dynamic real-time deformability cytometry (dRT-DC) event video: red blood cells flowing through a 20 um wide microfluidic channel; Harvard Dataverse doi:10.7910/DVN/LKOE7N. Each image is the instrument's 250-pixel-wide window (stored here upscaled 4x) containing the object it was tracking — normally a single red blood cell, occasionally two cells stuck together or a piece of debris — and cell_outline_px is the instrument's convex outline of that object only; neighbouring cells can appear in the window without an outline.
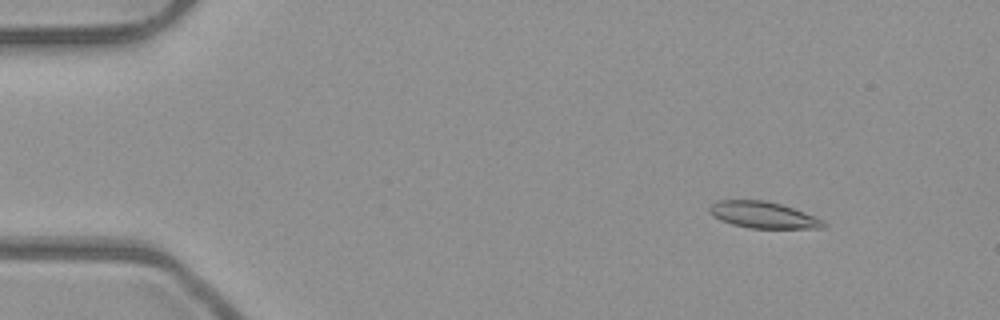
{"species": "common noctule bat (a hibernating species)", "species_latin": "Nyctalus noctula", "temperature_condition": "room temperature", "stored_images_in_passage": 53, "camera_frame_rate_fps": 3000, "um_per_image_px": 0.085, "animal": {"sex": "male", "body_mass_g": 23.1, "forearm_length_mm": 52.7}, "frame": {"image": 1, "passage_image": 7, "time_ms": 2.0, "image_size_px": [1000, 320], "cell_outline_px": [[828, 224], [824, 228], [748, 228], [732, 224], [720, 220], [712, 216], [708, 212], [708, 208], [716, 200], [764, 200], [780, 204], [816, 216], [824, 220]], "centroid_in_image_um": [64.86, 18.27], "position_along_channel_um": 20.1, "area_um2": 17.74}}
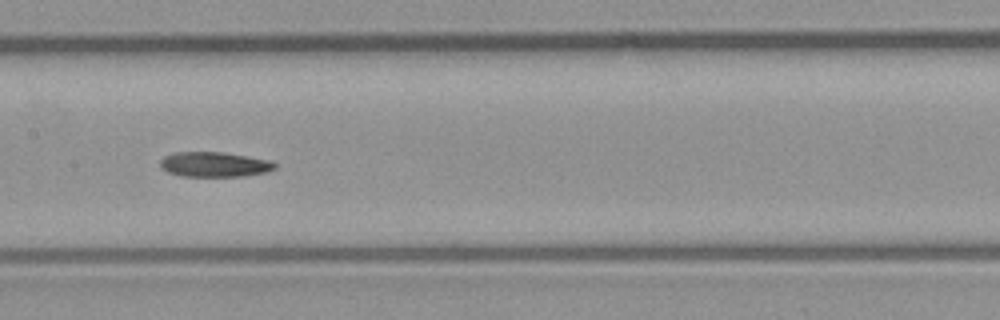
{"frame": {"image": 2, "passage_image": 27, "time_ms": 8.667, "image_size_px": [1000, 320], "cell_outline_px": [[276, 168], [268, 172], [244, 176], [180, 176], [168, 172], [160, 168], [160, 160], [164, 156], [176, 152], [220, 152], [268, 160], [276, 164]], "centroid_in_image_um": [18.19, 13.98], "position_along_channel_um": 189.2, "area_um2": 16.59}}
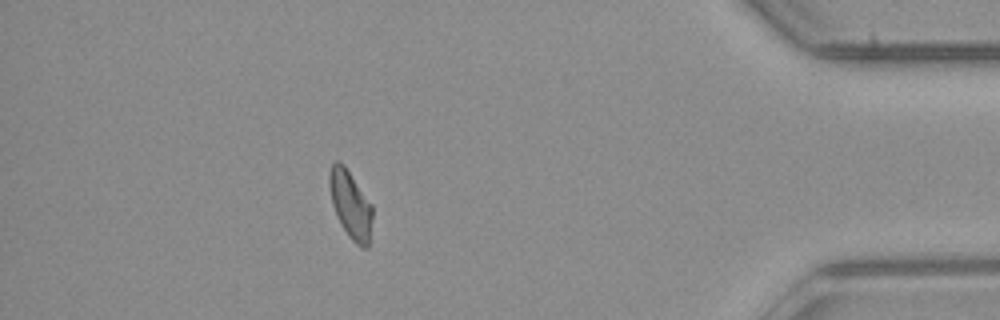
{"frame": {"image": 3, "passage_image": 47, "time_ms": 15.333, "image_size_px": [1000, 320], "cell_outline_px": [[372, 220], [368, 248], [364, 248], [356, 244], [348, 236], [336, 216], [332, 204], [328, 184], [328, 176], [332, 164], [336, 160], [344, 164], [372, 204]], "centroid_in_image_um": [29.78, 17.38], "position_along_channel_um": 405.4, "area_um2": 17.11}}